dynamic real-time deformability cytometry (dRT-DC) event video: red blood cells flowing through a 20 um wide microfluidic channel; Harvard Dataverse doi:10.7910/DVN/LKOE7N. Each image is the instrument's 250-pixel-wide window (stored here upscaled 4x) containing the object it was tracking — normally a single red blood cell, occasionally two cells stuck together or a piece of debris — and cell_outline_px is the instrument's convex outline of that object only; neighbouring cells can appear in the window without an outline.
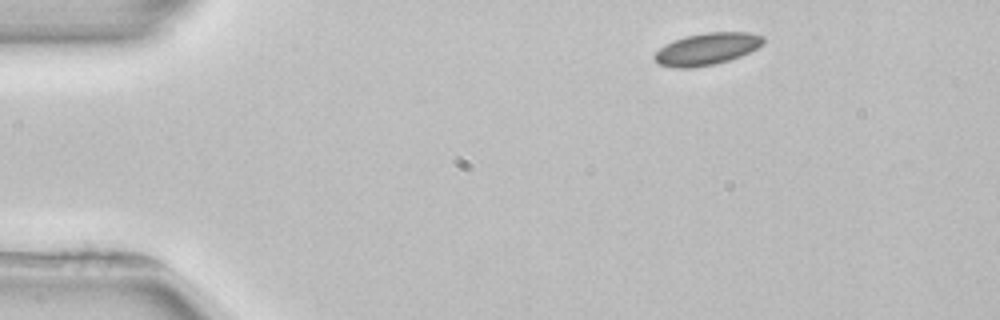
{"species": "common noctule bat (a hibernating species)", "species_latin": "Nyctalus noctula", "temperature_condition": "room temperature", "stored_images_in_passage": 4, "camera_frame_rate_fps": 3000, "um_per_image_px": 0.085, "animal": {"sex": "female", "body_mass_g": 22.7, "forearm_length_mm": 54.2}, "frame": {"image": 1, "passage_image": 1, "time_ms": 0.0, "image_size_px": [1000, 320], "cell_outline_px": [[764, 44], [740, 56], [728, 60], [712, 64], [692, 68], [676, 68], [660, 64], [652, 56], [664, 44], [672, 40], [684, 36], [704, 32], [752, 32], [764, 36]], "centroid_in_image_um": [60.08, 4.14], "position_along_channel_um": 24.9, "area_um2": 20.35}}
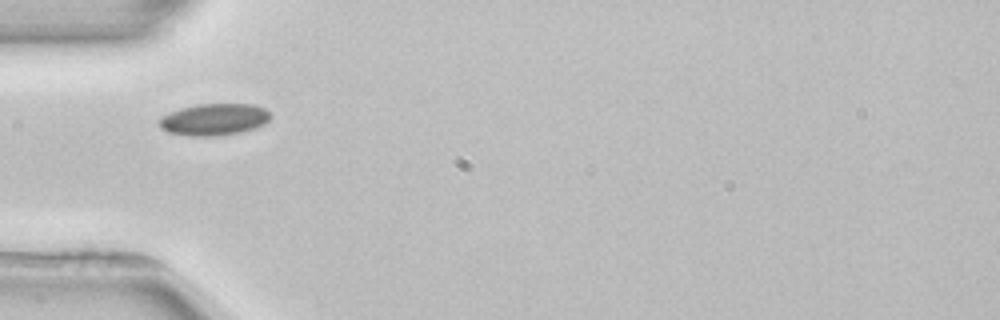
{"frame": {"image": 2, "passage_image": 3, "time_ms": 3.0, "image_size_px": [1000, 320], "cell_outline_px": [[272, 116], [264, 124], [256, 128], [240, 132], [216, 136], [188, 136], [168, 132], [160, 128], [160, 116], [180, 108], [196, 104], [252, 104], [264, 108]], "centroid_in_image_um": [18.19, 10.15], "position_along_channel_um": 66.8, "area_um2": 20.69}}